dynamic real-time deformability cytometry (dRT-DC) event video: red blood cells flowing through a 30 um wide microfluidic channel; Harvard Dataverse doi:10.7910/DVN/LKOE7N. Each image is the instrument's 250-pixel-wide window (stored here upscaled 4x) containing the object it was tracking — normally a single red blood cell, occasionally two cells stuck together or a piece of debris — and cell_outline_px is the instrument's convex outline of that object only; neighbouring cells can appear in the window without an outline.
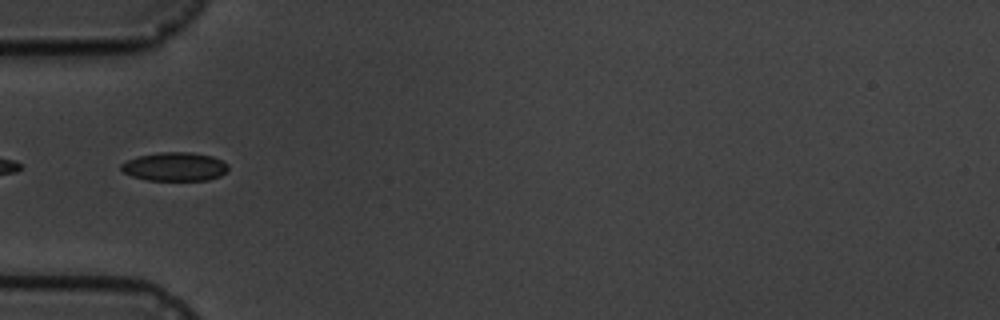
{"species": "common noctule bat (a hibernating species)", "species_latin": "Nyctalus noctula", "temperature_condition": "cold", "stored_images_in_passage": 12, "camera_frame_rate_fps": 3000, "um_per_image_px": 0.085, "animal": {"sex": "male", "body_mass_g": 19.5, "forearm_length_mm": 54.6}, "frame": {"image": 1, "passage_image": 2, "time_ms": 1.0, "image_size_px": [1000, 320], "cell_outline_px": [[228, 168], [220, 176], [208, 180], [148, 180], [132, 176], [124, 172], [120, 168], [120, 164], [128, 160], [140, 156], [160, 152], [192, 152], [212, 156], [228, 164]], "centroid_in_image_um": [14.86, 14.16], "position_along_channel_um": 70.1, "area_um2": 17.74}}
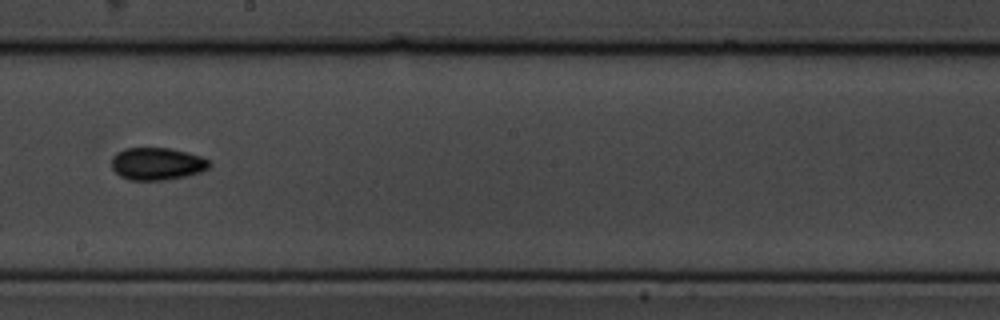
{"frame": {"image": 2, "passage_image": 6, "time_ms": 5.667, "image_size_px": [1000, 320], "cell_outline_px": [[212, 164], [208, 168], [200, 172], [188, 176], [160, 180], [128, 180], [120, 176], [112, 168], [112, 156], [116, 152], [124, 148], [168, 148], [188, 152], [200, 156], [208, 160]], "centroid_in_image_um": [13.34, 13.92], "position_along_channel_um": 234.9, "area_um2": 18.55}}
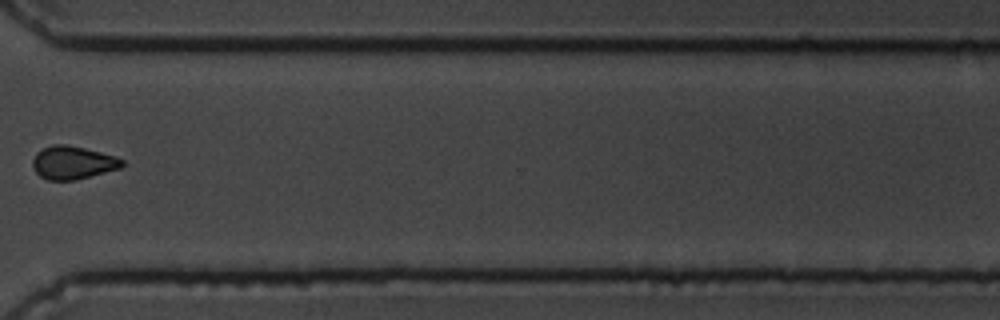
{"frame": {"image": 3, "passage_image": 9, "time_ms": 9.333, "image_size_px": [1000, 320], "cell_outline_px": [[124, 164], [120, 168], [76, 180], [48, 180], [40, 176], [36, 172], [32, 164], [32, 160], [36, 152], [52, 144], [64, 144], [84, 148], [116, 156], [124, 160]], "centroid_in_image_um": [6.18, 13.82], "position_along_channel_um": 364.4, "area_um2": 17.22}, "authors_computed_cell_mechanics": {"area_um2": 17.8024, "velocity_mm_per_s": 3.5352, "shape_relaxation_time_tau1_ms": 3.1836, "shape_relaxation_time_tau2_ms": 7.9953, "deformation_change_tau1": 0.0752, "deformation_change_tau2": 0.0744}}